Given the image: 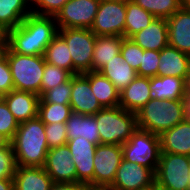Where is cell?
<instances>
[{"mask_svg":"<svg viewBox=\"0 0 190 190\" xmlns=\"http://www.w3.org/2000/svg\"><path fill=\"white\" fill-rule=\"evenodd\" d=\"M43 168L53 182L76 183V167L67 144L49 149Z\"/></svg>","mask_w":190,"mask_h":190,"instance_id":"cell-14","label":"cell"},{"mask_svg":"<svg viewBox=\"0 0 190 190\" xmlns=\"http://www.w3.org/2000/svg\"><path fill=\"white\" fill-rule=\"evenodd\" d=\"M7 62L12 74L14 90L31 92L41 97V81L45 60L42 55H21L7 51Z\"/></svg>","mask_w":190,"mask_h":190,"instance_id":"cell-5","label":"cell"},{"mask_svg":"<svg viewBox=\"0 0 190 190\" xmlns=\"http://www.w3.org/2000/svg\"><path fill=\"white\" fill-rule=\"evenodd\" d=\"M99 72L109 79L119 92L138 76L137 71L123 60L121 53H118L115 59L108 62Z\"/></svg>","mask_w":190,"mask_h":190,"instance_id":"cell-26","label":"cell"},{"mask_svg":"<svg viewBox=\"0 0 190 190\" xmlns=\"http://www.w3.org/2000/svg\"><path fill=\"white\" fill-rule=\"evenodd\" d=\"M157 76H174L190 80V55L167 45L159 51Z\"/></svg>","mask_w":190,"mask_h":190,"instance_id":"cell-16","label":"cell"},{"mask_svg":"<svg viewBox=\"0 0 190 190\" xmlns=\"http://www.w3.org/2000/svg\"><path fill=\"white\" fill-rule=\"evenodd\" d=\"M18 126V121L15 119L6 102L3 100L0 102V133L5 135L11 141Z\"/></svg>","mask_w":190,"mask_h":190,"instance_id":"cell-38","label":"cell"},{"mask_svg":"<svg viewBox=\"0 0 190 190\" xmlns=\"http://www.w3.org/2000/svg\"><path fill=\"white\" fill-rule=\"evenodd\" d=\"M155 172L122 159L113 184L107 190H138L155 182Z\"/></svg>","mask_w":190,"mask_h":190,"instance_id":"cell-13","label":"cell"},{"mask_svg":"<svg viewBox=\"0 0 190 190\" xmlns=\"http://www.w3.org/2000/svg\"><path fill=\"white\" fill-rule=\"evenodd\" d=\"M126 1L100 0L90 30L96 36L124 37Z\"/></svg>","mask_w":190,"mask_h":190,"instance_id":"cell-9","label":"cell"},{"mask_svg":"<svg viewBox=\"0 0 190 190\" xmlns=\"http://www.w3.org/2000/svg\"><path fill=\"white\" fill-rule=\"evenodd\" d=\"M58 34L55 17L29 14L14 29L7 31L9 49L21 55H42Z\"/></svg>","mask_w":190,"mask_h":190,"instance_id":"cell-1","label":"cell"},{"mask_svg":"<svg viewBox=\"0 0 190 190\" xmlns=\"http://www.w3.org/2000/svg\"><path fill=\"white\" fill-rule=\"evenodd\" d=\"M9 144H10V140L5 135L0 133V148L6 147Z\"/></svg>","mask_w":190,"mask_h":190,"instance_id":"cell-46","label":"cell"},{"mask_svg":"<svg viewBox=\"0 0 190 190\" xmlns=\"http://www.w3.org/2000/svg\"><path fill=\"white\" fill-rule=\"evenodd\" d=\"M73 163L76 167V182L94 190V155L97 144L90 143L84 137L67 141Z\"/></svg>","mask_w":190,"mask_h":190,"instance_id":"cell-12","label":"cell"},{"mask_svg":"<svg viewBox=\"0 0 190 190\" xmlns=\"http://www.w3.org/2000/svg\"><path fill=\"white\" fill-rule=\"evenodd\" d=\"M72 112L83 115H95L103 107L98 102L90 86V81L83 75L71 77L70 103Z\"/></svg>","mask_w":190,"mask_h":190,"instance_id":"cell-15","label":"cell"},{"mask_svg":"<svg viewBox=\"0 0 190 190\" xmlns=\"http://www.w3.org/2000/svg\"><path fill=\"white\" fill-rule=\"evenodd\" d=\"M14 190H51L53 180L43 167L17 166Z\"/></svg>","mask_w":190,"mask_h":190,"instance_id":"cell-23","label":"cell"},{"mask_svg":"<svg viewBox=\"0 0 190 190\" xmlns=\"http://www.w3.org/2000/svg\"><path fill=\"white\" fill-rule=\"evenodd\" d=\"M43 57L47 63L63 68L73 75V61L68 45L59 34L48 44Z\"/></svg>","mask_w":190,"mask_h":190,"instance_id":"cell-30","label":"cell"},{"mask_svg":"<svg viewBox=\"0 0 190 190\" xmlns=\"http://www.w3.org/2000/svg\"><path fill=\"white\" fill-rule=\"evenodd\" d=\"M122 36H96L92 58V71L99 72L120 53Z\"/></svg>","mask_w":190,"mask_h":190,"instance_id":"cell-28","label":"cell"},{"mask_svg":"<svg viewBox=\"0 0 190 190\" xmlns=\"http://www.w3.org/2000/svg\"><path fill=\"white\" fill-rule=\"evenodd\" d=\"M151 98L149 77L137 76L120 92L119 106L129 112L137 113Z\"/></svg>","mask_w":190,"mask_h":190,"instance_id":"cell-19","label":"cell"},{"mask_svg":"<svg viewBox=\"0 0 190 190\" xmlns=\"http://www.w3.org/2000/svg\"><path fill=\"white\" fill-rule=\"evenodd\" d=\"M0 90L5 94L14 90L12 74L7 58L0 62Z\"/></svg>","mask_w":190,"mask_h":190,"instance_id":"cell-41","label":"cell"},{"mask_svg":"<svg viewBox=\"0 0 190 190\" xmlns=\"http://www.w3.org/2000/svg\"><path fill=\"white\" fill-rule=\"evenodd\" d=\"M130 39L143 50L160 51L169 45L166 19L155 18L149 26L133 35Z\"/></svg>","mask_w":190,"mask_h":190,"instance_id":"cell-20","label":"cell"},{"mask_svg":"<svg viewBox=\"0 0 190 190\" xmlns=\"http://www.w3.org/2000/svg\"><path fill=\"white\" fill-rule=\"evenodd\" d=\"M100 0H69L55 16L58 29H90Z\"/></svg>","mask_w":190,"mask_h":190,"instance_id":"cell-11","label":"cell"},{"mask_svg":"<svg viewBox=\"0 0 190 190\" xmlns=\"http://www.w3.org/2000/svg\"><path fill=\"white\" fill-rule=\"evenodd\" d=\"M17 166L43 167L48 153L45 124L38 118L19 123L10 141Z\"/></svg>","mask_w":190,"mask_h":190,"instance_id":"cell-2","label":"cell"},{"mask_svg":"<svg viewBox=\"0 0 190 190\" xmlns=\"http://www.w3.org/2000/svg\"><path fill=\"white\" fill-rule=\"evenodd\" d=\"M45 135L49 149L66 145L68 141L65 123L45 124Z\"/></svg>","mask_w":190,"mask_h":190,"instance_id":"cell-36","label":"cell"},{"mask_svg":"<svg viewBox=\"0 0 190 190\" xmlns=\"http://www.w3.org/2000/svg\"><path fill=\"white\" fill-rule=\"evenodd\" d=\"M0 190H14L13 179H0Z\"/></svg>","mask_w":190,"mask_h":190,"instance_id":"cell-44","label":"cell"},{"mask_svg":"<svg viewBox=\"0 0 190 190\" xmlns=\"http://www.w3.org/2000/svg\"><path fill=\"white\" fill-rule=\"evenodd\" d=\"M155 176L160 190H190V156L161 152Z\"/></svg>","mask_w":190,"mask_h":190,"instance_id":"cell-6","label":"cell"},{"mask_svg":"<svg viewBox=\"0 0 190 190\" xmlns=\"http://www.w3.org/2000/svg\"><path fill=\"white\" fill-rule=\"evenodd\" d=\"M51 190H90V188L82 183H60L54 182Z\"/></svg>","mask_w":190,"mask_h":190,"instance_id":"cell-42","label":"cell"},{"mask_svg":"<svg viewBox=\"0 0 190 190\" xmlns=\"http://www.w3.org/2000/svg\"><path fill=\"white\" fill-rule=\"evenodd\" d=\"M120 53L123 60L132 66L135 71H138L143 56V49L131 39L124 38L120 47Z\"/></svg>","mask_w":190,"mask_h":190,"instance_id":"cell-35","label":"cell"},{"mask_svg":"<svg viewBox=\"0 0 190 190\" xmlns=\"http://www.w3.org/2000/svg\"><path fill=\"white\" fill-rule=\"evenodd\" d=\"M71 96V78L46 91L41 97L39 103H55L69 105Z\"/></svg>","mask_w":190,"mask_h":190,"instance_id":"cell-34","label":"cell"},{"mask_svg":"<svg viewBox=\"0 0 190 190\" xmlns=\"http://www.w3.org/2000/svg\"><path fill=\"white\" fill-rule=\"evenodd\" d=\"M83 75L90 81L92 93L103 108L119 106L120 92L109 79L96 71L86 72Z\"/></svg>","mask_w":190,"mask_h":190,"instance_id":"cell-24","label":"cell"},{"mask_svg":"<svg viewBox=\"0 0 190 190\" xmlns=\"http://www.w3.org/2000/svg\"><path fill=\"white\" fill-rule=\"evenodd\" d=\"M138 190H160V188L158 187V185H157V183L155 181L153 184H151L149 186H146V187H142V188H140Z\"/></svg>","mask_w":190,"mask_h":190,"instance_id":"cell-48","label":"cell"},{"mask_svg":"<svg viewBox=\"0 0 190 190\" xmlns=\"http://www.w3.org/2000/svg\"><path fill=\"white\" fill-rule=\"evenodd\" d=\"M67 1L69 0H32V13L55 17Z\"/></svg>","mask_w":190,"mask_h":190,"instance_id":"cell-40","label":"cell"},{"mask_svg":"<svg viewBox=\"0 0 190 190\" xmlns=\"http://www.w3.org/2000/svg\"><path fill=\"white\" fill-rule=\"evenodd\" d=\"M8 49H9V41L0 40V62H2L6 58Z\"/></svg>","mask_w":190,"mask_h":190,"instance_id":"cell-43","label":"cell"},{"mask_svg":"<svg viewBox=\"0 0 190 190\" xmlns=\"http://www.w3.org/2000/svg\"><path fill=\"white\" fill-rule=\"evenodd\" d=\"M65 124L68 140L80 136L90 143L100 144L99 130L94 115L72 113Z\"/></svg>","mask_w":190,"mask_h":190,"instance_id":"cell-25","label":"cell"},{"mask_svg":"<svg viewBox=\"0 0 190 190\" xmlns=\"http://www.w3.org/2000/svg\"><path fill=\"white\" fill-rule=\"evenodd\" d=\"M30 3L32 0H0V24L7 31L19 26L32 13Z\"/></svg>","mask_w":190,"mask_h":190,"instance_id":"cell-27","label":"cell"},{"mask_svg":"<svg viewBox=\"0 0 190 190\" xmlns=\"http://www.w3.org/2000/svg\"><path fill=\"white\" fill-rule=\"evenodd\" d=\"M155 17L132 0L126 1L124 38L130 39L151 24Z\"/></svg>","mask_w":190,"mask_h":190,"instance_id":"cell-29","label":"cell"},{"mask_svg":"<svg viewBox=\"0 0 190 190\" xmlns=\"http://www.w3.org/2000/svg\"><path fill=\"white\" fill-rule=\"evenodd\" d=\"M16 167L12 144L0 148V179H13Z\"/></svg>","mask_w":190,"mask_h":190,"instance_id":"cell-37","label":"cell"},{"mask_svg":"<svg viewBox=\"0 0 190 190\" xmlns=\"http://www.w3.org/2000/svg\"><path fill=\"white\" fill-rule=\"evenodd\" d=\"M185 103H186V119L190 121V93H187Z\"/></svg>","mask_w":190,"mask_h":190,"instance_id":"cell-45","label":"cell"},{"mask_svg":"<svg viewBox=\"0 0 190 190\" xmlns=\"http://www.w3.org/2000/svg\"><path fill=\"white\" fill-rule=\"evenodd\" d=\"M72 76L73 75L69 71L45 62L41 81V96L54 86H58L68 81Z\"/></svg>","mask_w":190,"mask_h":190,"instance_id":"cell-33","label":"cell"},{"mask_svg":"<svg viewBox=\"0 0 190 190\" xmlns=\"http://www.w3.org/2000/svg\"><path fill=\"white\" fill-rule=\"evenodd\" d=\"M0 40H8L7 30L0 24Z\"/></svg>","mask_w":190,"mask_h":190,"instance_id":"cell-47","label":"cell"},{"mask_svg":"<svg viewBox=\"0 0 190 190\" xmlns=\"http://www.w3.org/2000/svg\"><path fill=\"white\" fill-rule=\"evenodd\" d=\"M149 88L157 100L186 99L188 83L180 77L154 76L149 77Z\"/></svg>","mask_w":190,"mask_h":190,"instance_id":"cell-21","label":"cell"},{"mask_svg":"<svg viewBox=\"0 0 190 190\" xmlns=\"http://www.w3.org/2000/svg\"><path fill=\"white\" fill-rule=\"evenodd\" d=\"M100 135V144L123 145L138 129L137 113L120 106L103 108L94 115Z\"/></svg>","mask_w":190,"mask_h":190,"instance_id":"cell-4","label":"cell"},{"mask_svg":"<svg viewBox=\"0 0 190 190\" xmlns=\"http://www.w3.org/2000/svg\"><path fill=\"white\" fill-rule=\"evenodd\" d=\"M181 7L190 10V0H181Z\"/></svg>","mask_w":190,"mask_h":190,"instance_id":"cell-49","label":"cell"},{"mask_svg":"<svg viewBox=\"0 0 190 190\" xmlns=\"http://www.w3.org/2000/svg\"><path fill=\"white\" fill-rule=\"evenodd\" d=\"M161 152L190 156V121L185 119L160 136Z\"/></svg>","mask_w":190,"mask_h":190,"instance_id":"cell-22","label":"cell"},{"mask_svg":"<svg viewBox=\"0 0 190 190\" xmlns=\"http://www.w3.org/2000/svg\"><path fill=\"white\" fill-rule=\"evenodd\" d=\"M4 97H5V93H3L1 90H0V102H2L4 100Z\"/></svg>","mask_w":190,"mask_h":190,"instance_id":"cell-50","label":"cell"},{"mask_svg":"<svg viewBox=\"0 0 190 190\" xmlns=\"http://www.w3.org/2000/svg\"><path fill=\"white\" fill-rule=\"evenodd\" d=\"M123 159L122 145L98 144L94 155V190H107Z\"/></svg>","mask_w":190,"mask_h":190,"instance_id":"cell-10","label":"cell"},{"mask_svg":"<svg viewBox=\"0 0 190 190\" xmlns=\"http://www.w3.org/2000/svg\"><path fill=\"white\" fill-rule=\"evenodd\" d=\"M155 18L168 19L181 8V0H132Z\"/></svg>","mask_w":190,"mask_h":190,"instance_id":"cell-31","label":"cell"},{"mask_svg":"<svg viewBox=\"0 0 190 190\" xmlns=\"http://www.w3.org/2000/svg\"><path fill=\"white\" fill-rule=\"evenodd\" d=\"M187 93H190V80L188 82V92Z\"/></svg>","mask_w":190,"mask_h":190,"instance_id":"cell-51","label":"cell"},{"mask_svg":"<svg viewBox=\"0 0 190 190\" xmlns=\"http://www.w3.org/2000/svg\"><path fill=\"white\" fill-rule=\"evenodd\" d=\"M186 119L185 99L157 100L151 98L137 112L138 129L161 135Z\"/></svg>","mask_w":190,"mask_h":190,"instance_id":"cell-3","label":"cell"},{"mask_svg":"<svg viewBox=\"0 0 190 190\" xmlns=\"http://www.w3.org/2000/svg\"><path fill=\"white\" fill-rule=\"evenodd\" d=\"M4 101L18 123L38 117L40 96L31 92L11 90Z\"/></svg>","mask_w":190,"mask_h":190,"instance_id":"cell-18","label":"cell"},{"mask_svg":"<svg viewBox=\"0 0 190 190\" xmlns=\"http://www.w3.org/2000/svg\"><path fill=\"white\" fill-rule=\"evenodd\" d=\"M58 34L66 41L73 61V75L92 71L96 35L90 29L64 28Z\"/></svg>","mask_w":190,"mask_h":190,"instance_id":"cell-8","label":"cell"},{"mask_svg":"<svg viewBox=\"0 0 190 190\" xmlns=\"http://www.w3.org/2000/svg\"><path fill=\"white\" fill-rule=\"evenodd\" d=\"M166 21L169 45L190 55V10L181 7Z\"/></svg>","mask_w":190,"mask_h":190,"instance_id":"cell-17","label":"cell"},{"mask_svg":"<svg viewBox=\"0 0 190 190\" xmlns=\"http://www.w3.org/2000/svg\"><path fill=\"white\" fill-rule=\"evenodd\" d=\"M72 113L70 105L39 103L38 106V118L44 124L66 123Z\"/></svg>","mask_w":190,"mask_h":190,"instance_id":"cell-32","label":"cell"},{"mask_svg":"<svg viewBox=\"0 0 190 190\" xmlns=\"http://www.w3.org/2000/svg\"><path fill=\"white\" fill-rule=\"evenodd\" d=\"M159 60V51L143 50V56L137 75L144 77L157 76Z\"/></svg>","mask_w":190,"mask_h":190,"instance_id":"cell-39","label":"cell"},{"mask_svg":"<svg viewBox=\"0 0 190 190\" xmlns=\"http://www.w3.org/2000/svg\"><path fill=\"white\" fill-rule=\"evenodd\" d=\"M123 159L143 165L155 173L161 153L159 135L137 129L122 145Z\"/></svg>","mask_w":190,"mask_h":190,"instance_id":"cell-7","label":"cell"}]
</instances>
